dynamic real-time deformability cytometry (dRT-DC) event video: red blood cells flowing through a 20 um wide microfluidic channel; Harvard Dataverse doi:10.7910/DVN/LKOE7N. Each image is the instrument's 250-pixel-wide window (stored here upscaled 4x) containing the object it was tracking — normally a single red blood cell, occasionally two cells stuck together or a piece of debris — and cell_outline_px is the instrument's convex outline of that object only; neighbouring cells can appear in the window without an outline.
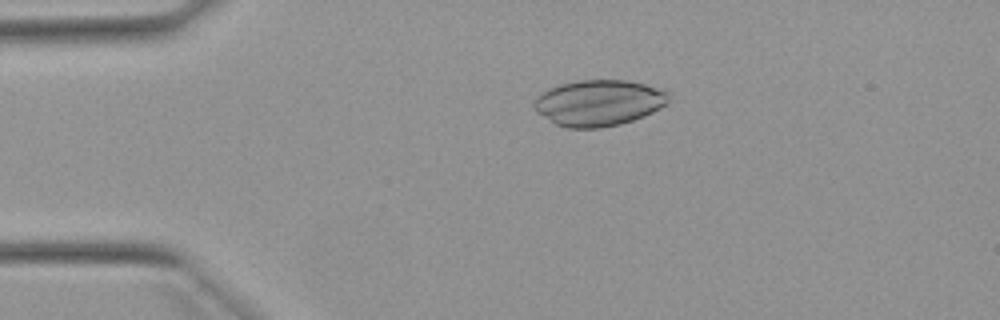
{"species": "Egyptian fruit bat (a non-hibernating species)", "species_latin": "Rousettus aegyptiacus", "temperature_condition": "warm", "stored_images_in_passage": 52, "camera_frame_rate_fps": 3000, "um_per_image_px": 0.085, "animal": {"sex": "female"}, "frame": {"image": 1, "passage_image": 11, "time_ms": 3.333, "image_size_px": [1000, 320], "cell_outline_px": [[668, 100], [660, 108], [644, 116], [620, 124], [600, 128], [568, 128], [556, 124], [536, 112], [532, 108], [532, 104], [536, 96], [540, 92], [548, 88], [560, 84], [580, 80], [624, 80], [644, 84], [668, 92]], "centroid_in_image_um": [50.82, 8.74], "position_along_channel_um": 34.2, "area_um2": 36.07}}
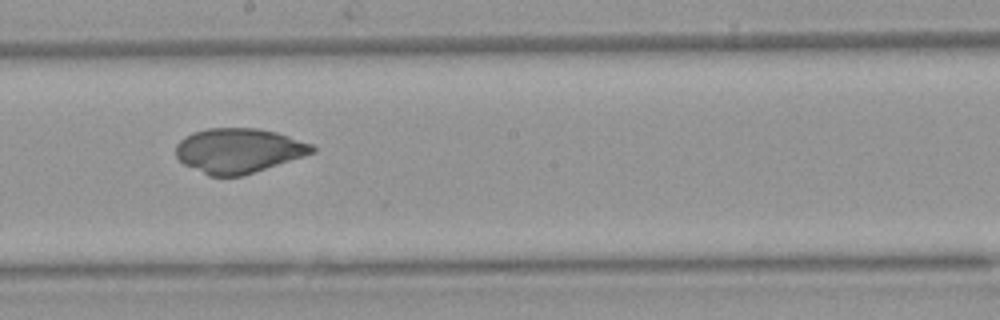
{"frame": {"image": 2, "passage_image": 29, "time_ms": 9.333, "image_size_px": [1000, 320], "cell_outline_px": [[316, 152], [244, 176], [208, 176], [184, 164], [176, 156], [176, 144], [184, 136], [192, 132], [208, 128], [256, 128], [276, 132], [312, 144], [316, 148]], "centroid_in_image_um": [20.27, 12.8], "position_along_channel_um": 227.9, "area_um2": 35.66}}
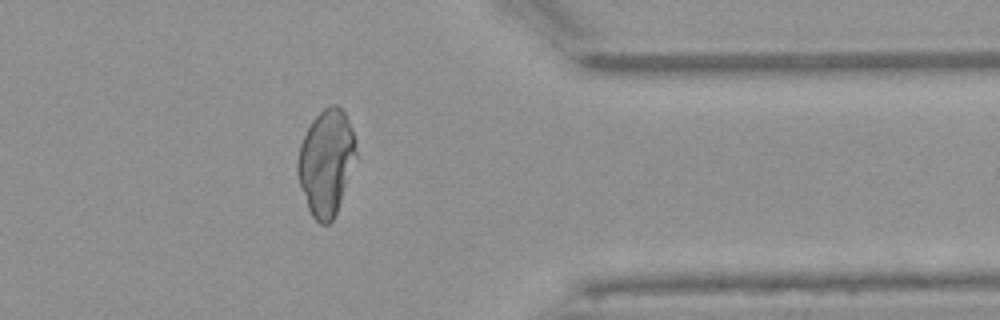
{"frame": {"image": 3, "passage_image": 42, "time_ms": 13.667, "image_size_px": [1000, 320], "cell_outline_px": [[356, 156], [336, 212], [332, 220], [328, 224], [320, 224], [312, 216], [308, 208], [300, 188], [296, 172], [296, 160], [300, 144], [312, 120], [324, 108], [332, 104], [336, 104], [344, 112], [348, 120], [356, 140]], "centroid_in_image_um": [27.69, 13.79], "position_along_channel_um": 383.7, "area_um2": 35.72}}